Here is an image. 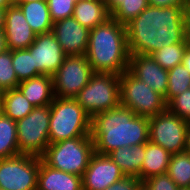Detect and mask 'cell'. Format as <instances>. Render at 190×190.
<instances>
[{
	"label": "cell",
	"instance_id": "cell-30",
	"mask_svg": "<svg viewBox=\"0 0 190 190\" xmlns=\"http://www.w3.org/2000/svg\"><path fill=\"white\" fill-rule=\"evenodd\" d=\"M19 83L12 66V50L7 49L0 53V90L4 92L17 88Z\"/></svg>",
	"mask_w": 190,
	"mask_h": 190
},
{
	"label": "cell",
	"instance_id": "cell-43",
	"mask_svg": "<svg viewBox=\"0 0 190 190\" xmlns=\"http://www.w3.org/2000/svg\"><path fill=\"white\" fill-rule=\"evenodd\" d=\"M34 1H39V0H14V5L18 6L19 4H25Z\"/></svg>",
	"mask_w": 190,
	"mask_h": 190
},
{
	"label": "cell",
	"instance_id": "cell-33",
	"mask_svg": "<svg viewBox=\"0 0 190 190\" xmlns=\"http://www.w3.org/2000/svg\"><path fill=\"white\" fill-rule=\"evenodd\" d=\"M148 190H179L167 173L149 177L142 182Z\"/></svg>",
	"mask_w": 190,
	"mask_h": 190
},
{
	"label": "cell",
	"instance_id": "cell-4",
	"mask_svg": "<svg viewBox=\"0 0 190 190\" xmlns=\"http://www.w3.org/2000/svg\"><path fill=\"white\" fill-rule=\"evenodd\" d=\"M90 132L91 117L74 98H54L50 104V143L86 137Z\"/></svg>",
	"mask_w": 190,
	"mask_h": 190
},
{
	"label": "cell",
	"instance_id": "cell-3",
	"mask_svg": "<svg viewBox=\"0 0 190 190\" xmlns=\"http://www.w3.org/2000/svg\"><path fill=\"white\" fill-rule=\"evenodd\" d=\"M85 56L94 73L121 75L128 70L130 54L126 25L110 17L91 29Z\"/></svg>",
	"mask_w": 190,
	"mask_h": 190
},
{
	"label": "cell",
	"instance_id": "cell-34",
	"mask_svg": "<svg viewBox=\"0 0 190 190\" xmlns=\"http://www.w3.org/2000/svg\"><path fill=\"white\" fill-rule=\"evenodd\" d=\"M141 180L134 176H124L121 180L113 183L106 190H136L141 184Z\"/></svg>",
	"mask_w": 190,
	"mask_h": 190
},
{
	"label": "cell",
	"instance_id": "cell-14",
	"mask_svg": "<svg viewBox=\"0 0 190 190\" xmlns=\"http://www.w3.org/2000/svg\"><path fill=\"white\" fill-rule=\"evenodd\" d=\"M52 33L66 56L85 55L90 29L82 26L73 16L53 23Z\"/></svg>",
	"mask_w": 190,
	"mask_h": 190
},
{
	"label": "cell",
	"instance_id": "cell-39",
	"mask_svg": "<svg viewBox=\"0 0 190 190\" xmlns=\"http://www.w3.org/2000/svg\"><path fill=\"white\" fill-rule=\"evenodd\" d=\"M7 50L6 39L3 30H0V53Z\"/></svg>",
	"mask_w": 190,
	"mask_h": 190
},
{
	"label": "cell",
	"instance_id": "cell-35",
	"mask_svg": "<svg viewBox=\"0 0 190 190\" xmlns=\"http://www.w3.org/2000/svg\"><path fill=\"white\" fill-rule=\"evenodd\" d=\"M183 13L186 39L190 42V0H185L183 5Z\"/></svg>",
	"mask_w": 190,
	"mask_h": 190
},
{
	"label": "cell",
	"instance_id": "cell-16",
	"mask_svg": "<svg viewBox=\"0 0 190 190\" xmlns=\"http://www.w3.org/2000/svg\"><path fill=\"white\" fill-rule=\"evenodd\" d=\"M8 50L27 49L35 40L36 33L27 23L19 6L12 5L5 10L3 29Z\"/></svg>",
	"mask_w": 190,
	"mask_h": 190
},
{
	"label": "cell",
	"instance_id": "cell-15",
	"mask_svg": "<svg viewBox=\"0 0 190 190\" xmlns=\"http://www.w3.org/2000/svg\"><path fill=\"white\" fill-rule=\"evenodd\" d=\"M128 71L162 95L166 102L168 70L156 63L151 55H130Z\"/></svg>",
	"mask_w": 190,
	"mask_h": 190
},
{
	"label": "cell",
	"instance_id": "cell-32",
	"mask_svg": "<svg viewBox=\"0 0 190 190\" xmlns=\"http://www.w3.org/2000/svg\"><path fill=\"white\" fill-rule=\"evenodd\" d=\"M167 109L181 119L190 122V89L173 97L167 103Z\"/></svg>",
	"mask_w": 190,
	"mask_h": 190
},
{
	"label": "cell",
	"instance_id": "cell-42",
	"mask_svg": "<svg viewBox=\"0 0 190 190\" xmlns=\"http://www.w3.org/2000/svg\"><path fill=\"white\" fill-rule=\"evenodd\" d=\"M186 151L190 153V123L187 130V147Z\"/></svg>",
	"mask_w": 190,
	"mask_h": 190
},
{
	"label": "cell",
	"instance_id": "cell-18",
	"mask_svg": "<svg viewBox=\"0 0 190 190\" xmlns=\"http://www.w3.org/2000/svg\"><path fill=\"white\" fill-rule=\"evenodd\" d=\"M17 88L34 107L50 105L55 98L51 75H39L23 80Z\"/></svg>",
	"mask_w": 190,
	"mask_h": 190
},
{
	"label": "cell",
	"instance_id": "cell-1",
	"mask_svg": "<svg viewBox=\"0 0 190 190\" xmlns=\"http://www.w3.org/2000/svg\"><path fill=\"white\" fill-rule=\"evenodd\" d=\"M130 55L153 52L186 39L183 5L155 7L149 5L126 24Z\"/></svg>",
	"mask_w": 190,
	"mask_h": 190
},
{
	"label": "cell",
	"instance_id": "cell-41",
	"mask_svg": "<svg viewBox=\"0 0 190 190\" xmlns=\"http://www.w3.org/2000/svg\"><path fill=\"white\" fill-rule=\"evenodd\" d=\"M4 21H5V10L0 9V30L4 29Z\"/></svg>",
	"mask_w": 190,
	"mask_h": 190
},
{
	"label": "cell",
	"instance_id": "cell-2",
	"mask_svg": "<svg viewBox=\"0 0 190 190\" xmlns=\"http://www.w3.org/2000/svg\"><path fill=\"white\" fill-rule=\"evenodd\" d=\"M94 152L108 155L117 148L144 144L149 141V118L136 115L119 106L91 118Z\"/></svg>",
	"mask_w": 190,
	"mask_h": 190
},
{
	"label": "cell",
	"instance_id": "cell-23",
	"mask_svg": "<svg viewBox=\"0 0 190 190\" xmlns=\"http://www.w3.org/2000/svg\"><path fill=\"white\" fill-rule=\"evenodd\" d=\"M0 103L2 114L14 121L23 119L34 109L18 88L2 92Z\"/></svg>",
	"mask_w": 190,
	"mask_h": 190
},
{
	"label": "cell",
	"instance_id": "cell-46",
	"mask_svg": "<svg viewBox=\"0 0 190 190\" xmlns=\"http://www.w3.org/2000/svg\"><path fill=\"white\" fill-rule=\"evenodd\" d=\"M2 91L0 90V101H1Z\"/></svg>",
	"mask_w": 190,
	"mask_h": 190
},
{
	"label": "cell",
	"instance_id": "cell-13",
	"mask_svg": "<svg viewBox=\"0 0 190 190\" xmlns=\"http://www.w3.org/2000/svg\"><path fill=\"white\" fill-rule=\"evenodd\" d=\"M27 50L33 55L34 66L42 75L52 76L66 57L52 32L36 35Z\"/></svg>",
	"mask_w": 190,
	"mask_h": 190
},
{
	"label": "cell",
	"instance_id": "cell-26",
	"mask_svg": "<svg viewBox=\"0 0 190 190\" xmlns=\"http://www.w3.org/2000/svg\"><path fill=\"white\" fill-rule=\"evenodd\" d=\"M190 42H181L163 46L161 49L153 52L151 57L163 69L169 70L176 65L182 64L184 51Z\"/></svg>",
	"mask_w": 190,
	"mask_h": 190
},
{
	"label": "cell",
	"instance_id": "cell-25",
	"mask_svg": "<svg viewBox=\"0 0 190 190\" xmlns=\"http://www.w3.org/2000/svg\"><path fill=\"white\" fill-rule=\"evenodd\" d=\"M167 174L179 188L190 187V153L172 154Z\"/></svg>",
	"mask_w": 190,
	"mask_h": 190
},
{
	"label": "cell",
	"instance_id": "cell-9",
	"mask_svg": "<svg viewBox=\"0 0 190 190\" xmlns=\"http://www.w3.org/2000/svg\"><path fill=\"white\" fill-rule=\"evenodd\" d=\"M188 121L168 109L149 117V141L171 154L186 151Z\"/></svg>",
	"mask_w": 190,
	"mask_h": 190
},
{
	"label": "cell",
	"instance_id": "cell-44",
	"mask_svg": "<svg viewBox=\"0 0 190 190\" xmlns=\"http://www.w3.org/2000/svg\"><path fill=\"white\" fill-rule=\"evenodd\" d=\"M136 190H148V189L143 183H141Z\"/></svg>",
	"mask_w": 190,
	"mask_h": 190
},
{
	"label": "cell",
	"instance_id": "cell-40",
	"mask_svg": "<svg viewBox=\"0 0 190 190\" xmlns=\"http://www.w3.org/2000/svg\"><path fill=\"white\" fill-rule=\"evenodd\" d=\"M14 4V0H0V9L6 10L9 6Z\"/></svg>",
	"mask_w": 190,
	"mask_h": 190
},
{
	"label": "cell",
	"instance_id": "cell-5",
	"mask_svg": "<svg viewBox=\"0 0 190 190\" xmlns=\"http://www.w3.org/2000/svg\"><path fill=\"white\" fill-rule=\"evenodd\" d=\"M93 153L89 135L50 143L41 159L52 168L82 177Z\"/></svg>",
	"mask_w": 190,
	"mask_h": 190
},
{
	"label": "cell",
	"instance_id": "cell-6",
	"mask_svg": "<svg viewBox=\"0 0 190 190\" xmlns=\"http://www.w3.org/2000/svg\"><path fill=\"white\" fill-rule=\"evenodd\" d=\"M120 75L94 73L88 84L74 98L92 118L120 106Z\"/></svg>",
	"mask_w": 190,
	"mask_h": 190
},
{
	"label": "cell",
	"instance_id": "cell-27",
	"mask_svg": "<svg viewBox=\"0 0 190 190\" xmlns=\"http://www.w3.org/2000/svg\"><path fill=\"white\" fill-rule=\"evenodd\" d=\"M190 73L182 64L176 65L168 70V86L166 92V103L173 97L190 89Z\"/></svg>",
	"mask_w": 190,
	"mask_h": 190
},
{
	"label": "cell",
	"instance_id": "cell-10",
	"mask_svg": "<svg viewBox=\"0 0 190 190\" xmlns=\"http://www.w3.org/2000/svg\"><path fill=\"white\" fill-rule=\"evenodd\" d=\"M40 157L20 154L0 159V188L3 190H36Z\"/></svg>",
	"mask_w": 190,
	"mask_h": 190
},
{
	"label": "cell",
	"instance_id": "cell-19",
	"mask_svg": "<svg viewBox=\"0 0 190 190\" xmlns=\"http://www.w3.org/2000/svg\"><path fill=\"white\" fill-rule=\"evenodd\" d=\"M108 155L125 176H134L140 179L141 166L145 156V143L117 148Z\"/></svg>",
	"mask_w": 190,
	"mask_h": 190
},
{
	"label": "cell",
	"instance_id": "cell-24",
	"mask_svg": "<svg viewBox=\"0 0 190 190\" xmlns=\"http://www.w3.org/2000/svg\"><path fill=\"white\" fill-rule=\"evenodd\" d=\"M20 155L17 140L16 121L0 114V159Z\"/></svg>",
	"mask_w": 190,
	"mask_h": 190
},
{
	"label": "cell",
	"instance_id": "cell-11",
	"mask_svg": "<svg viewBox=\"0 0 190 190\" xmlns=\"http://www.w3.org/2000/svg\"><path fill=\"white\" fill-rule=\"evenodd\" d=\"M93 74L94 71L85 55L66 56L63 64L52 75L54 96L75 98Z\"/></svg>",
	"mask_w": 190,
	"mask_h": 190
},
{
	"label": "cell",
	"instance_id": "cell-37",
	"mask_svg": "<svg viewBox=\"0 0 190 190\" xmlns=\"http://www.w3.org/2000/svg\"><path fill=\"white\" fill-rule=\"evenodd\" d=\"M182 65L186 67L190 73V44L187 46V48L184 51Z\"/></svg>",
	"mask_w": 190,
	"mask_h": 190
},
{
	"label": "cell",
	"instance_id": "cell-22",
	"mask_svg": "<svg viewBox=\"0 0 190 190\" xmlns=\"http://www.w3.org/2000/svg\"><path fill=\"white\" fill-rule=\"evenodd\" d=\"M18 6L36 35L52 32L53 21L46 0L19 4Z\"/></svg>",
	"mask_w": 190,
	"mask_h": 190
},
{
	"label": "cell",
	"instance_id": "cell-28",
	"mask_svg": "<svg viewBox=\"0 0 190 190\" xmlns=\"http://www.w3.org/2000/svg\"><path fill=\"white\" fill-rule=\"evenodd\" d=\"M12 66L20 82L42 75L34 66L33 55L27 49L12 51Z\"/></svg>",
	"mask_w": 190,
	"mask_h": 190
},
{
	"label": "cell",
	"instance_id": "cell-36",
	"mask_svg": "<svg viewBox=\"0 0 190 190\" xmlns=\"http://www.w3.org/2000/svg\"><path fill=\"white\" fill-rule=\"evenodd\" d=\"M149 5L155 7H169L176 5H184L185 0H148Z\"/></svg>",
	"mask_w": 190,
	"mask_h": 190
},
{
	"label": "cell",
	"instance_id": "cell-31",
	"mask_svg": "<svg viewBox=\"0 0 190 190\" xmlns=\"http://www.w3.org/2000/svg\"><path fill=\"white\" fill-rule=\"evenodd\" d=\"M53 23L73 15L78 0H46Z\"/></svg>",
	"mask_w": 190,
	"mask_h": 190
},
{
	"label": "cell",
	"instance_id": "cell-45",
	"mask_svg": "<svg viewBox=\"0 0 190 190\" xmlns=\"http://www.w3.org/2000/svg\"><path fill=\"white\" fill-rule=\"evenodd\" d=\"M179 190H190V187L179 188Z\"/></svg>",
	"mask_w": 190,
	"mask_h": 190
},
{
	"label": "cell",
	"instance_id": "cell-17",
	"mask_svg": "<svg viewBox=\"0 0 190 190\" xmlns=\"http://www.w3.org/2000/svg\"><path fill=\"white\" fill-rule=\"evenodd\" d=\"M36 190H83L82 177L52 168L40 157Z\"/></svg>",
	"mask_w": 190,
	"mask_h": 190
},
{
	"label": "cell",
	"instance_id": "cell-7",
	"mask_svg": "<svg viewBox=\"0 0 190 190\" xmlns=\"http://www.w3.org/2000/svg\"><path fill=\"white\" fill-rule=\"evenodd\" d=\"M119 94L120 105L132 110L138 116L149 118L167 109L164 97L128 70L120 75Z\"/></svg>",
	"mask_w": 190,
	"mask_h": 190
},
{
	"label": "cell",
	"instance_id": "cell-12",
	"mask_svg": "<svg viewBox=\"0 0 190 190\" xmlns=\"http://www.w3.org/2000/svg\"><path fill=\"white\" fill-rule=\"evenodd\" d=\"M124 176L119 166L109 155L94 152L82 176V189L106 190Z\"/></svg>",
	"mask_w": 190,
	"mask_h": 190
},
{
	"label": "cell",
	"instance_id": "cell-38",
	"mask_svg": "<svg viewBox=\"0 0 190 190\" xmlns=\"http://www.w3.org/2000/svg\"><path fill=\"white\" fill-rule=\"evenodd\" d=\"M122 0H105L106 8L111 14L120 4Z\"/></svg>",
	"mask_w": 190,
	"mask_h": 190
},
{
	"label": "cell",
	"instance_id": "cell-21",
	"mask_svg": "<svg viewBox=\"0 0 190 190\" xmlns=\"http://www.w3.org/2000/svg\"><path fill=\"white\" fill-rule=\"evenodd\" d=\"M82 26L93 29L109 19L105 1L79 0L72 15Z\"/></svg>",
	"mask_w": 190,
	"mask_h": 190
},
{
	"label": "cell",
	"instance_id": "cell-8",
	"mask_svg": "<svg viewBox=\"0 0 190 190\" xmlns=\"http://www.w3.org/2000/svg\"><path fill=\"white\" fill-rule=\"evenodd\" d=\"M50 105L34 107L23 119L16 121L20 154L41 157L49 142Z\"/></svg>",
	"mask_w": 190,
	"mask_h": 190
},
{
	"label": "cell",
	"instance_id": "cell-29",
	"mask_svg": "<svg viewBox=\"0 0 190 190\" xmlns=\"http://www.w3.org/2000/svg\"><path fill=\"white\" fill-rule=\"evenodd\" d=\"M148 6V0H122L110 16L117 22L126 25Z\"/></svg>",
	"mask_w": 190,
	"mask_h": 190
},
{
	"label": "cell",
	"instance_id": "cell-20",
	"mask_svg": "<svg viewBox=\"0 0 190 190\" xmlns=\"http://www.w3.org/2000/svg\"><path fill=\"white\" fill-rule=\"evenodd\" d=\"M171 153L150 141L145 143V156L141 166L140 180L167 173Z\"/></svg>",
	"mask_w": 190,
	"mask_h": 190
}]
</instances>
